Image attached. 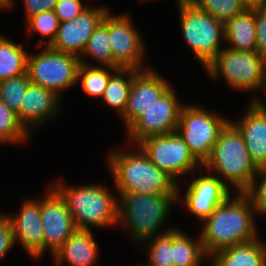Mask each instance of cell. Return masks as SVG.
Here are the masks:
<instances>
[{
    "label": "cell",
    "mask_w": 266,
    "mask_h": 266,
    "mask_svg": "<svg viewBox=\"0 0 266 266\" xmlns=\"http://www.w3.org/2000/svg\"><path fill=\"white\" fill-rule=\"evenodd\" d=\"M206 255L200 236L196 239L176 227L173 229L174 266H202Z\"/></svg>",
    "instance_id": "cell-25"
},
{
    "label": "cell",
    "mask_w": 266,
    "mask_h": 266,
    "mask_svg": "<svg viewBox=\"0 0 266 266\" xmlns=\"http://www.w3.org/2000/svg\"><path fill=\"white\" fill-rule=\"evenodd\" d=\"M141 1H146V2H148V1H154V0H141ZM157 1V0H156ZM177 2H176V4H179V3H182L183 1H185V0H176Z\"/></svg>",
    "instance_id": "cell-41"
},
{
    "label": "cell",
    "mask_w": 266,
    "mask_h": 266,
    "mask_svg": "<svg viewBox=\"0 0 266 266\" xmlns=\"http://www.w3.org/2000/svg\"><path fill=\"white\" fill-rule=\"evenodd\" d=\"M202 167L219 177L228 188L235 189L236 193H245L250 188L258 170L243 136L231 122L221 131L211 156Z\"/></svg>",
    "instance_id": "cell-5"
},
{
    "label": "cell",
    "mask_w": 266,
    "mask_h": 266,
    "mask_svg": "<svg viewBox=\"0 0 266 266\" xmlns=\"http://www.w3.org/2000/svg\"><path fill=\"white\" fill-rule=\"evenodd\" d=\"M15 0H0V10H10L14 8Z\"/></svg>",
    "instance_id": "cell-39"
},
{
    "label": "cell",
    "mask_w": 266,
    "mask_h": 266,
    "mask_svg": "<svg viewBox=\"0 0 266 266\" xmlns=\"http://www.w3.org/2000/svg\"><path fill=\"white\" fill-rule=\"evenodd\" d=\"M82 0H58L54 8V13L59 22H66L78 16L88 5H84Z\"/></svg>",
    "instance_id": "cell-34"
},
{
    "label": "cell",
    "mask_w": 266,
    "mask_h": 266,
    "mask_svg": "<svg viewBox=\"0 0 266 266\" xmlns=\"http://www.w3.org/2000/svg\"><path fill=\"white\" fill-rule=\"evenodd\" d=\"M167 81L153 67L139 70L133 77L127 106L120 117L127 129L145 110L153 105L170 87Z\"/></svg>",
    "instance_id": "cell-16"
},
{
    "label": "cell",
    "mask_w": 266,
    "mask_h": 266,
    "mask_svg": "<svg viewBox=\"0 0 266 266\" xmlns=\"http://www.w3.org/2000/svg\"><path fill=\"white\" fill-rule=\"evenodd\" d=\"M13 227L6 213L0 211V261L14 247ZM6 254V255H5Z\"/></svg>",
    "instance_id": "cell-35"
},
{
    "label": "cell",
    "mask_w": 266,
    "mask_h": 266,
    "mask_svg": "<svg viewBox=\"0 0 266 266\" xmlns=\"http://www.w3.org/2000/svg\"><path fill=\"white\" fill-rule=\"evenodd\" d=\"M31 134L20 123L17 114L0 100V145L21 144Z\"/></svg>",
    "instance_id": "cell-28"
},
{
    "label": "cell",
    "mask_w": 266,
    "mask_h": 266,
    "mask_svg": "<svg viewBox=\"0 0 266 266\" xmlns=\"http://www.w3.org/2000/svg\"><path fill=\"white\" fill-rule=\"evenodd\" d=\"M227 48L237 51H256L255 9H246L224 23Z\"/></svg>",
    "instance_id": "cell-22"
},
{
    "label": "cell",
    "mask_w": 266,
    "mask_h": 266,
    "mask_svg": "<svg viewBox=\"0 0 266 266\" xmlns=\"http://www.w3.org/2000/svg\"><path fill=\"white\" fill-rule=\"evenodd\" d=\"M246 109L241 119L230 122L243 136L255 165L266 166V112L255 101H250Z\"/></svg>",
    "instance_id": "cell-19"
},
{
    "label": "cell",
    "mask_w": 266,
    "mask_h": 266,
    "mask_svg": "<svg viewBox=\"0 0 266 266\" xmlns=\"http://www.w3.org/2000/svg\"><path fill=\"white\" fill-rule=\"evenodd\" d=\"M58 0H23L25 20L34 14L53 11Z\"/></svg>",
    "instance_id": "cell-37"
},
{
    "label": "cell",
    "mask_w": 266,
    "mask_h": 266,
    "mask_svg": "<svg viewBox=\"0 0 266 266\" xmlns=\"http://www.w3.org/2000/svg\"><path fill=\"white\" fill-rule=\"evenodd\" d=\"M37 54H28L27 74L31 83L55 92L62 98L64 91L76 86L80 58L76 55L58 52L51 48L38 47Z\"/></svg>",
    "instance_id": "cell-9"
},
{
    "label": "cell",
    "mask_w": 266,
    "mask_h": 266,
    "mask_svg": "<svg viewBox=\"0 0 266 266\" xmlns=\"http://www.w3.org/2000/svg\"><path fill=\"white\" fill-rule=\"evenodd\" d=\"M128 14L114 15L109 10V36L114 57V68H133L146 70L151 68L144 65L146 43L141 31L133 25ZM144 65V66H143Z\"/></svg>",
    "instance_id": "cell-12"
},
{
    "label": "cell",
    "mask_w": 266,
    "mask_h": 266,
    "mask_svg": "<svg viewBox=\"0 0 266 266\" xmlns=\"http://www.w3.org/2000/svg\"><path fill=\"white\" fill-rule=\"evenodd\" d=\"M133 146L134 152L114 150L106 157L116 192L178 194V183L154 165L138 145Z\"/></svg>",
    "instance_id": "cell-2"
},
{
    "label": "cell",
    "mask_w": 266,
    "mask_h": 266,
    "mask_svg": "<svg viewBox=\"0 0 266 266\" xmlns=\"http://www.w3.org/2000/svg\"><path fill=\"white\" fill-rule=\"evenodd\" d=\"M61 97L42 86L30 83L17 117L24 128L32 135L44 123L56 119L61 113Z\"/></svg>",
    "instance_id": "cell-18"
},
{
    "label": "cell",
    "mask_w": 266,
    "mask_h": 266,
    "mask_svg": "<svg viewBox=\"0 0 266 266\" xmlns=\"http://www.w3.org/2000/svg\"><path fill=\"white\" fill-rule=\"evenodd\" d=\"M117 193L118 225L127 228L135 243L141 244L176 228L173 225L161 230L170 217L172 206L178 204V194Z\"/></svg>",
    "instance_id": "cell-3"
},
{
    "label": "cell",
    "mask_w": 266,
    "mask_h": 266,
    "mask_svg": "<svg viewBox=\"0 0 266 266\" xmlns=\"http://www.w3.org/2000/svg\"><path fill=\"white\" fill-rule=\"evenodd\" d=\"M17 214H6L13 227L14 243L22 245L27 255L41 259L43 255V228L40 198H25Z\"/></svg>",
    "instance_id": "cell-17"
},
{
    "label": "cell",
    "mask_w": 266,
    "mask_h": 266,
    "mask_svg": "<svg viewBox=\"0 0 266 266\" xmlns=\"http://www.w3.org/2000/svg\"><path fill=\"white\" fill-rule=\"evenodd\" d=\"M243 6L248 9H257L266 7V0H240Z\"/></svg>",
    "instance_id": "cell-38"
},
{
    "label": "cell",
    "mask_w": 266,
    "mask_h": 266,
    "mask_svg": "<svg viewBox=\"0 0 266 266\" xmlns=\"http://www.w3.org/2000/svg\"><path fill=\"white\" fill-rule=\"evenodd\" d=\"M200 10L218 21L225 23L234 16L242 14L246 8L240 0H190Z\"/></svg>",
    "instance_id": "cell-32"
},
{
    "label": "cell",
    "mask_w": 266,
    "mask_h": 266,
    "mask_svg": "<svg viewBox=\"0 0 266 266\" xmlns=\"http://www.w3.org/2000/svg\"><path fill=\"white\" fill-rule=\"evenodd\" d=\"M249 101H255L266 112V103L262 100V97L255 95Z\"/></svg>",
    "instance_id": "cell-40"
},
{
    "label": "cell",
    "mask_w": 266,
    "mask_h": 266,
    "mask_svg": "<svg viewBox=\"0 0 266 266\" xmlns=\"http://www.w3.org/2000/svg\"><path fill=\"white\" fill-rule=\"evenodd\" d=\"M204 71L214 82L223 78L234 91L257 93L261 90L266 96L265 60L256 51H237L224 47Z\"/></svg>",
    "instance_id": "cell-6"
},
{
    "label": "cell",
    "mask_w": 266,
    "mask_h": 266,
    "mask_svg": "<svg viewBox=\"0 0 266 266\" xmlns=\"http://www.w3.org/2000/svg\"><path fill=\"white\" fill-rule=\"evenodd\" d=\"M98 243L92 230L76 229L53 254L56 266H94L99 259Z\"/></svg>",
    "instance_id": "cell-20"
},
{
    "label": "cell",
    "mask_w": 266,
    "mask_h": 266,
    "mask_svg": "<svg viewBox=\"0 0 266 266\" xmlns=\"http://www.w3.org/2000/svg\"><path fill=\"white\" fill-rule=\"evenodd\" d=\"M117 70L118 68L95 66L94 62L93 64L87 62V65L80 64L77 84L80 83L82 91L89 97L101 99L110 77Z\"/></svg>",
    "instance_id": "cell-27"
},
{
    "label": "cell",
    "mask_w": 266,
    "mask_h": 266,
    "mask_svg": "<svg viewBox=\"0 0 266 266\" xmlns=\"http://www.w3.org/2000/svg\"><path fill=\"white\" fill-rule=\"evenodd\" d=\"M254 205L257 215L266 218V166L258 167L250 188L245 192Z\"/></svg>",
    "instance_id": "cell-33"
},
{
    "label": "cell",
    "mask_w": 266,
    "mask_h": 266,
    "mask_svg": "<svg viewBox=\"0 0 266 266\" xmlns=\"http://www.w3.org/2000/svg\"><path fill=\"white\" fill-rule=\"evenodd\" d=\"M201 167L197 177L187 184L184 196L178 186V202L181 200L184 208L193 216L203 222L212 212L222 204L232 193L222 180L216 175L206 172ZM205 172V173H203ZM183 199V200H182Z\"/></svg>",
    "instance_id": "cell-14"
},
{
    "label": "cell",
    "mask_w": 266,
    "mask_h": 266,
    "mask_svg": "<svg viewBox=\"0 0 266 266\" xmlns=\"http://www.w3.org/2000/svg\"><path fill=\"white\" fill-rule=\"evenodd\" d=\"M233 195L202 222L200 238L208 257L225 248L255 240L259 236L254 215L257 211L249 196L246 193Z\"/></svg>",
    "instance_id": "cell-1"
},
{
    "label": "cell",
    "mask_w": 266,
    "mask_h": 266,
    "mask_svg": "<svg viewBox=\"0 0 266 266\" xmlns=\"http://www.w3.org/2000/svg\"><path fill=\"white\" fill-rule=\"evenodd\" d=\"M256 52L266 56V7L255 9Z\"/></svg>",
    "instance_id": "cell-36"
},
{
    "label": "cell",
    "mask_w": 266,
    "mask_h": 266,
    "mask_svg": "<svg viewBox=\"0 0 266 266\" xmlns=\"http://www.w3.org/2000/svg\"><path fill=\"white\" fill-rule=\"evenodd\" d=\"M177 7L182 37L204 69L225 47L221 45L224 23L200 10L190 0L177 4Z\"/></svg>",
    "instance_id": "cell-7"
},
{
    "label": "cell",
    "mask_w": 266,
    "mask_h": 266,
    "mask_svg": "<svg viewBox=\"0 0 266 266\" xmlns=\"http://www.w3.org/2000/svg\"><path fill=\"white\" fill-rule=\"evenodd\" d=\"M106 6H88L73 19L61 22L53 42L48 46L52 50L80 57L88 39L109 11Z\"/></svg>",
    "instance_id": "cell-15"
},
{
    "label": "cell",
    "mask_w": 266,
    "mask_h": 266,
    "mask_svg": "<svg viewBox=\"0 0 266 266\" xmlns=\"http://www.w3.org/2000/svg\"><path fill=\"white\" fill-rule=\"evenodd\" d=\"M201 105L184 103L176 132L185 141L190 152L203 165L211 156L221 131L230 122L224 114L207 110Z\"/></svg>",
    "instance_id": "cell-8"
},
{
    "label": "cell",
    "mask_w": 266,
    "mask_h": 266,
    "mask_svg": "<svg viewBox=\"0 0 266 266\" xmlns=\"http://www.w3.org/2000/svg\"><path fill=\"white\" fill-rule=\"evenodd\" d=\"M30 83L27 73L0 81V100L17 114Z\"/></svg>",
    "instance_id": "cell-31"
},
{
    "label": "cell",
    "mask_w": 266,
    "mask_h": 266,
    "mask_svg": "<svg viewBox=\"0 0 266 266\" xmlns=\"http://www.w3.org/2000/svg\"><path fill=\"white\" fill-rule=\"evenodd\" d=\"M25 23L29 35L34 32L41 36L42 39L38 38L37 40V47H48L53 42L60 24L54 11H44L34 14ZM46 38L47 40H45Z\"/></svg>",
    "instance_id": "cell-29"
},
{
    "label": "cell",
    "mask_w": 266,
    "mask_h": 266,
    "mask_svg": "<svg viewBox=\"0 0 266 266\" xmlns=\"http://www.w3.org/2000/svg\"><path fill=\"white\" fill-rule=\"evenodd\" d=\"M159 169L171 176L180 187L179 178L196 175L202 164L190 152L177 132L153 135L137 144Z\"/></svg>",
    "instance_id": "cell-10"
},
{
    "label": "cell",
    "mask_w": 266,
    "mask_h": 266,
    "mask_svg": "<svg viewBox=\"0 0 266 266\" xmlns=\"http://www.w3.org/2000/svg\"><path fill=\"white\" fill-rule=\"evenodd\" d=\"M173 85L138 117L126 131L130 147L153 135L176 132L179 114L183 107ZM179 99V100H178Z\"/></svg>",
    "instance_id": "cell-11"
},
{
    "label": "cell",
    "mask_w": 266,
    "mask_h": 266,
    "mask_svg": "<svg viewBox=\"0 0 266 266\" xmlns=\"http://www.w3.org/2000/svg\"><path fill=\"white\" fill-rule=\"evenodd\" d=\"M47 188L40 197L43 254L53 256L77 228L62 195L51 184Z\"/></svg>",
    "instance_id": "cell-13"
},
{
    "label": "cell",
    "mask_w": 266,
    "mask_h": 266,
    "mask_svg": "<svg viewBox=\"0 0 266 266\" xmlns=\"http://www.w3.org/2000/svg\"><path fill=\"white\" fill-rule=\"evenodd\" d=\"M139 70L133 68H120L109 79L106 89L101 97L106 106L114 109L120 117L127 106L130 88L134 75Z\"/></svg>",
    "instance_id": "cell-24"
},
{
    "label": "cell",
    "mask_w": 266,
    "mask_h": 266,
    "mask_svg": "<svg viewBox=\"0 0 266 266\" xmlns=\"http://www.w3.org/2000/svg\"><path fill=\"white\" fill-rule=\"evenodd\" d=\"M50 183L64 198L77 229L118 226V193L105 184L70 185L61 177ZM66 183V184H65ZM117 195V196H116Z\"/></svg>",
    "instance_id": "cell-4"
},
{
    "label": "cell",
    "mask_w": 266,
    "mask_h": 266,
    "mask_svg": "<svg viewBox=\"0 0 266 266\" xmlns=\"http://www.w3.org/2000/svg\"><path fill=\"white\" fill-rule=\"evenodd\" d=\"M259 238L216 252L210 266H266V242Z\"/></svg>",
    "instance_id": "cell-21"
},
{
    "label": "cell",
    "mask_w": 266,
    "mask_h": 266,
    "mask_svg": "<svg viewBox=\"0 0 266 266\" xmlns=\"http://www.w3.org/2000/svg\"><path fill=\"white\" fill-rule=\"evenodd\" d=\"M147 242H149L147 244ZM145 243V244H144ZM148 249L145 266H174L173 262V230L143 242Z\"/></svg>",
    "instance_id": "cell-30"
},
{
    "label": "cell",
    "mask_w": 266,
    "mask_h": 266,
    "mask_svg": "<svg viewBox=\"0 0 266 266\" xmlns=\"http://www.w3.org/2000/svg\"><path fill=\"white\" fill-rule=\"evenodd\" d=\"M0 34V81L27 73V50Z\"/></svg>",
    "instance_id": "cell-26"
},
{
    "label": "cell",
    "mask_w": 266,
    "mask_h": 266,
    "mask_svg": "<svg viewBox=\"0 0 266 266\" xmlns=\"http://www.w3.org/2000/svg\"><path fill=\"white\" fill-rule=\"evenodd\" d=\"M85 57L92 58L94 62H97V66L114 68V57L109 36V11L88 39L87 45L79 57L80 64L87 65Z\"/></svg>",
    "instance_id": "cell-23"
}]
</instances>
